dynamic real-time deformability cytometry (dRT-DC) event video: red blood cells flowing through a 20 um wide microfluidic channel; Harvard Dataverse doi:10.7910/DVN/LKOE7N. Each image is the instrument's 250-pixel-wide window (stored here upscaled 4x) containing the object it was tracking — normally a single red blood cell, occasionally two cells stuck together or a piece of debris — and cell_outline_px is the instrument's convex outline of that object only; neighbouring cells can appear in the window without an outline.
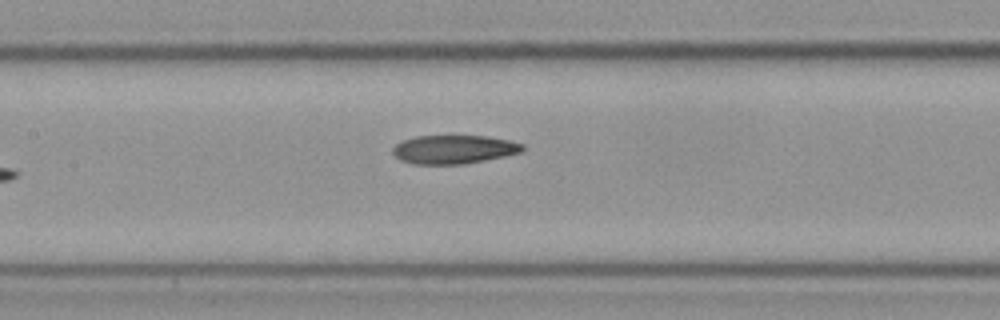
{"species": "Egyptian fruit bat (a non-hibernating species)", "species_latin": "Rousettus aegyptiacus", "temperature_condition": "cold", "stored_images_in_passage": 9, "camera_frame_rate_fps": 3000, "um_per_image_px": 0.085, "frame": {"image": 1, "passage_image": 9, "time_ms": 2.667, "image_size_px": [1000, 320], "cell_outline_px": [[524, 148], [520, 152], [504, 156], [464, 164], [412, 164], [400, 160], [392, 152], [392, 148], [396, 144], [404, 140], [416, 136], [488, 136], [508, 140], [524, 144]], "centroid_in_image_um": [38.56, 12.7], "position_along_channel_um": 168.8, "area_um2": 21.56}}